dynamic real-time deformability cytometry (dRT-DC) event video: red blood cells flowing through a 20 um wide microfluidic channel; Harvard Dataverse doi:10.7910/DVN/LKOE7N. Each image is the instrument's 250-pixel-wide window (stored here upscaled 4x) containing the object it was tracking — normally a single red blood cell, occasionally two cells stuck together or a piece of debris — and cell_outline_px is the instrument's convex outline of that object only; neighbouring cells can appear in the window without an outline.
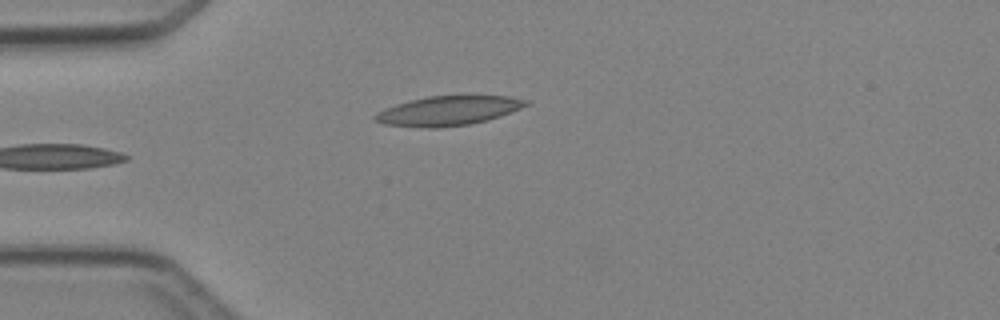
{"species": "Egyptian fruit bat (a non-hibernating species)", "species_latin": "Rousettus aegyptiacus", "temperature_condition": "cold", "stored_images_in_passage": 4, "camera_frame_rate_fps": 3000, "um_per_image_px": 0.085, "animal": {"sex": "female"}, "frame": {"image": 1, "passage_image": 4, "time_ms": 3.667, "image_size_px": [1000, 320], "cell_outline_px": [[528, 104], [520, 108], [500, 116], [468, 124], [440, 128], [420, 128], [384, 124], [372, 120], [372, 116], [376, 112], [384, 108], [396, 104], [428, 96], [512, 96], [528, 100]], "centroid_in_image_um": [38.03, 9.42], "position_along_channel_um": 47.0, "area_um2": 25.84}}